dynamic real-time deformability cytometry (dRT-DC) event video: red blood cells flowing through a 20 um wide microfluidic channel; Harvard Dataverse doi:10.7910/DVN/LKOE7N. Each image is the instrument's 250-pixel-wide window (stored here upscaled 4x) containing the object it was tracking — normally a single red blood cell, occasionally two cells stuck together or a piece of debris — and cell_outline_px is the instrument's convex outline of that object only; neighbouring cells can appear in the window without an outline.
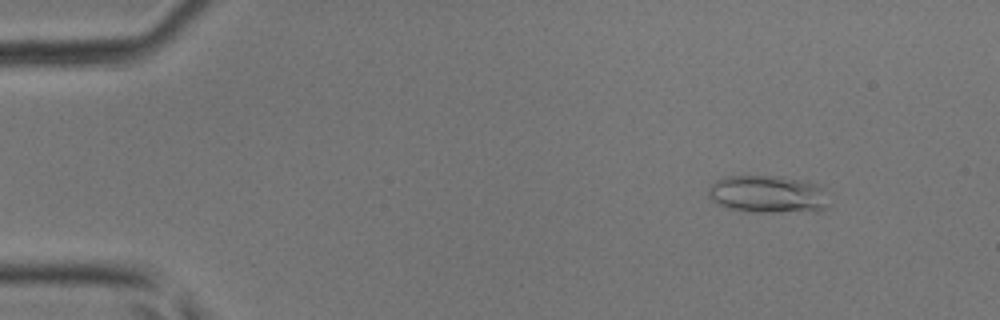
{"species": "common noctule bat (a hibernating species)", "species_latin": "Nyctalus noctula", "temperature_condition": "room temperature", "stored_images_in_passage": 43, "camera_frame_rate_fps": 3000, "um_per_image_px": 0.085, "animal": {"sex": "male", "body_mass_g": 17.9, "forearm_length_mm": 54.2}, "frame": {"image": 1, "passage_image": 5, "time_ms": 1.333, "image_size_px": [1000, 320], "cell_outline_px": [[832, 204], [828, 208], [816, 212], [744, 212], [728, 208], [716, 204], [708, 196], [708, 188], [716, 180], [724, 176], [784, 176], [816, 184], [820, 188]], "centroid_in_image_um": [65.27, 16.53], "position_along_channel_um": 19.7, "area_um2": 26.93}}
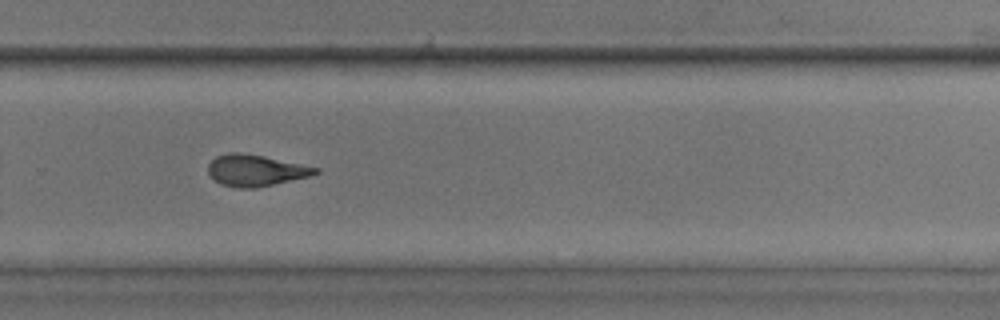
{"frame": {"image": 2, "passage_image": 30, "time_ms": 9.667, "image_size_px": [1000, 320], "cell_outline_px": [[320, 172], [308, 176], [256, 188], [240, 188], [220, 184], [208, 172], [208, 164], [216, 156], [228, 152], [240, 152], [264, 156], [320, 168]], "centroid_in_image_um": [21.71, 14.47], "position_along_channel_um": 308.1, "area_um2": 19.48}}
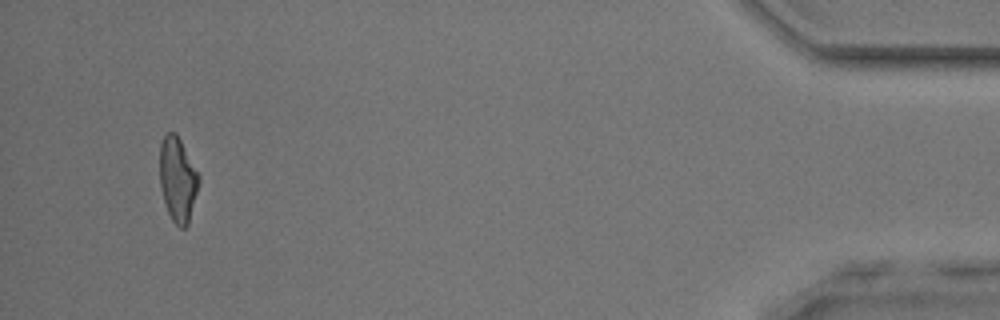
{"frame": {"image": 3, "passage_image": 42, "time_ms": 13.667, "image_size_px": [1000, 320], "cell_outline_px": [[200, 180], [188, 224], [184, 228], [180, 228], [172, 220], [168, 212], [164, 200], [160, 184], [160, 144], [164, 136], [168, 132], [176, 132], [200, 176]], "centroid_in_image_um": [15.1, 15.24], "position_along_channel_um": 420.1, "area_um2": 19.07}}